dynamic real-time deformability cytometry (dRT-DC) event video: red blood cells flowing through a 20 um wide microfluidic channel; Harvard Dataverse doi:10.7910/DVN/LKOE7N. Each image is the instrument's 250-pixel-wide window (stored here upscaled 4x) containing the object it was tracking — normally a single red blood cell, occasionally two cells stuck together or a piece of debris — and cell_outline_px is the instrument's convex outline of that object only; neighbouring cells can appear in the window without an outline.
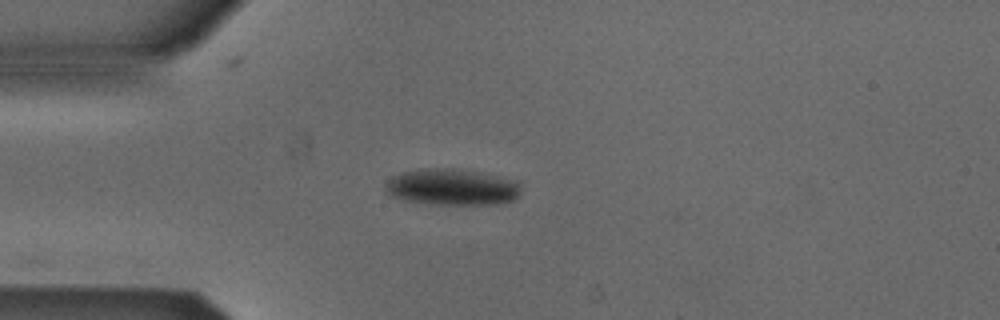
{"species": "Egyptian fruit bat (a non-hibernating species)", "species_latin": "Rousettus aegyptiacus", "temperature_condition": "cold", "stored_images_in_passage": 35, "camera_frame_rate_fps": 3000, "um_per_image_px": 0.085, "animal": {"sex": "male"}, "frame": {"image": 1, "passage_image": 1, "time_ms": 0.0, "image_size_px": [1000, 320], "cell_outline_px": [[520, 196], [516, 200], [504, 204], [424, 204], [400, 200], [388, 196], [384, 188], [384, 184], [392, 176], [404, 172], [428, 168], [452, 168], [480, 172], [512, 180], [520, 184]], "centroid_in_image_um": [38.39, 15.93], "position_along_channel_um": 46.6, "area_um2": 29.19}}
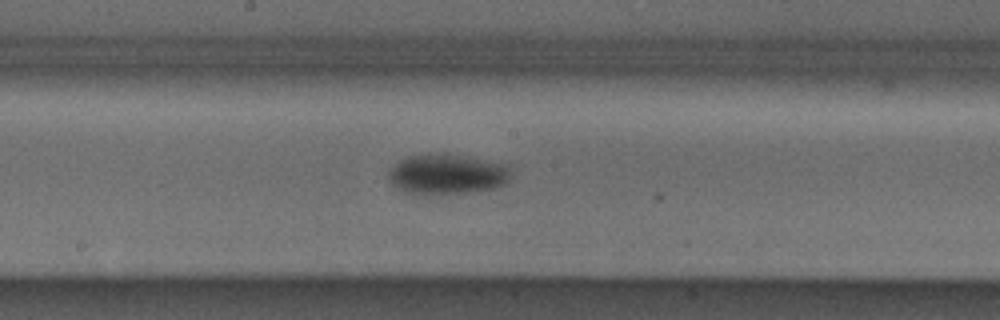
{"frame": {"image": 2, "passage_image": 15, "time_ms": 4.667, "image_size_px": [1000, 320], "cell_outline_px": [[508, 180], [504, 184], [496, 188], [472, 192], [440, 196], [424, 196], [404, 192], [396, 188], [388, 180], [388, 168], [392, 164], [408, 156], [440, 152], [444, 152], [508, 164]], "centroid_in_image_um": [37.92, 14.83], "position_along_channel_um": 210.3, "area_um2": 29.77}}
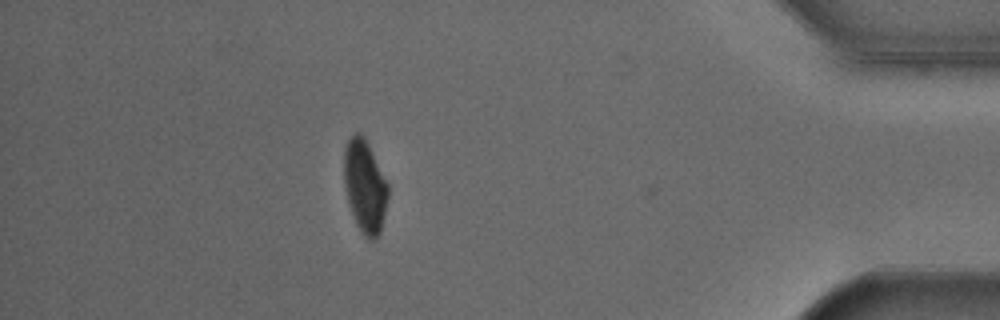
{"frame": {"image": 3, "passage_image": 34, "time_ms": 11.0, "image_size_px": [1000, 320], "cell_outline_px": [[388, 196], [384, 216], [380, 232], [372, 240], [368, 240], [360, 232], [356, 224], [348, 200], [344, 184], [344, 148], [348, 140], [356, 132], [360, 132], [364, 136], [388, 184]], "centroid_in_image_um": [31.0, 15.84], "position_along_channel_um": 404.2, "area_um2": 23.58}, "authors_computed_cell_mechanics": {"area_um2": 28.2064, "velocity_mm_per_s": 3.8433, "shape_relaxation_time_tau1_ms": 4.6057, "shape_relaxation_time_tau2_ms": null, "deformation_change_tau1": 0.1124, "deformation_change_tau2": null}}